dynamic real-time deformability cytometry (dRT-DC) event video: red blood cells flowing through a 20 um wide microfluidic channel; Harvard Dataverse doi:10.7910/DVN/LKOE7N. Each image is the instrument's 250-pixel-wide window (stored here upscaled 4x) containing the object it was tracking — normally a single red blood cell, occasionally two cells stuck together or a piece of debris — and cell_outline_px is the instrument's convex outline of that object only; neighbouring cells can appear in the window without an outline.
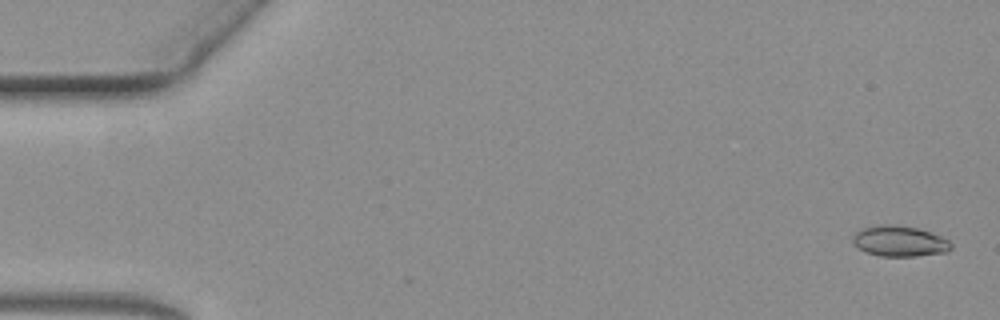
{"species": "common noctule bat (a hibernating species)", "species_latin": "Nyctalus noctula", "temperature_condition": "warm", "stored_images_in_passage": 58, "camera_frame_rate_fps": 3000, "um_per_image_px": 0.085, "animal": {"sex": "female", "body_mass_g": 19.3, "forearm_length_mm": 54.1}, "frame": {"image": 1, "passage_image": 2, "time_ms": 0.333, "image_size_px": [1000, 320], "cell_outline_px": [[952, 248], [948, 252], [916, 256], [880, 256], [864, 252], [852, 244], [852, 236], [860, 228], [880, 224], [892, 224], [916, 228], [940, 236], [948, 240], [952, 244]], "centroid_in_image_um": [76.41, 20.5], "position_along_channel_um": 8.6, "area_um2": 17.74}}
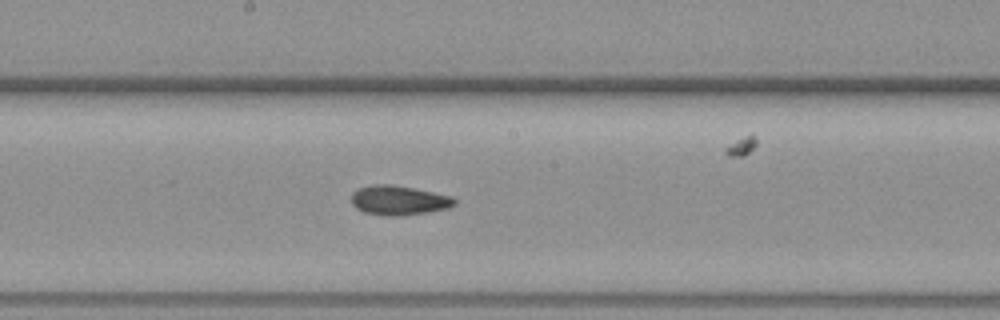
{"frame": {"image": 2, "passage_image": 33, "time_ms": 10.667, "image_size_px": [1000, 320], "cell_outline_px": [[456, 204], [448, 208], [428, 212], [400, 216], [388, 216], [364, 212], [356, 208], [352, 204], [352, 192], [360, 188], [372, 184], [388, 184], [412, 188], [452, 196], [456, 200]], "centroid_in_image_um": [33.9, 17.03], "position_along_channel_um": 214.3, "area_um2": 17.63}}
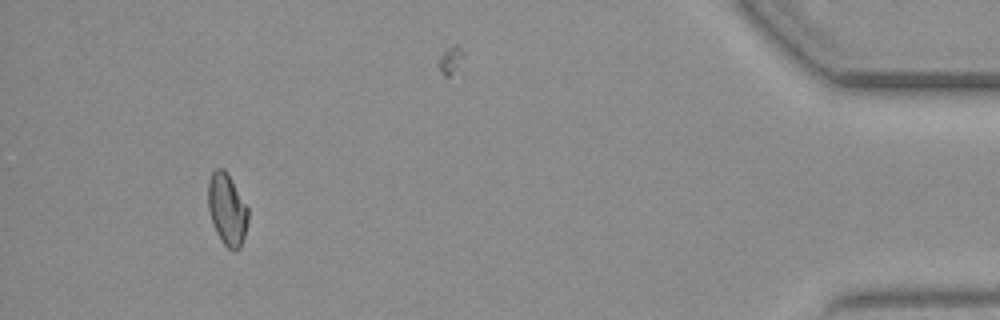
{"frame": {"image": 3, "passage_image": 57, "time_ms": 18.667, "image_size_px": [1000, 320], "cell_outline_px": [[248, 220], [244, 236], [240, 248], [232, 252], [224, 244], [216, 232], [212, 224], [208, 212], [208, 180], [212, 172], [216, 168], [224, 168], [228, 172], [248, 208]], "centroid_in_image_um": [19.29, 17.78], "position_along_channel_um": 415.9, "area_um2": 16.94}}